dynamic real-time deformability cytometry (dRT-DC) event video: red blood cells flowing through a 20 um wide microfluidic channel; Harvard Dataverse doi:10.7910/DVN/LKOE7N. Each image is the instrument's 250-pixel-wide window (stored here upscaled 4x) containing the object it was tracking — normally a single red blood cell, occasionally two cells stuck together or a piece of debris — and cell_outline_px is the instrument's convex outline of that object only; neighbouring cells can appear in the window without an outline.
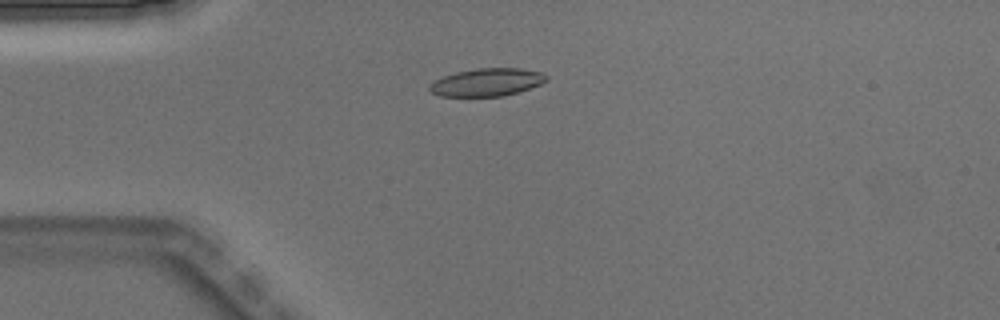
{"species": "Egyptian fruit bat (a non-hibernating species)", "species_latin": "Rousettus aegyptiacus", "temperature_condition": "warm", "stored_images_in_passage": 3, "camera_frame_rate_fps": 3000, "um_per_image_px": 0.085, "animal": {"sex": "male"}, "frame": {"image": 1, "passage_image": 1, "time_ms": 0.0, "image_size_px": [1000, 320], "cell_outline_px": [[548, 80], [540, 84], [504, 96], [440, 96], [432, 92], [428, 88], [428, 84], [444, 76], [456, 72], [476, 68], [520, 68], [540, 72], [548, 76]], "centroid_in_image_um": [41.37, 6.98], "position_along_channel_um": 43.6, "area_um2": 18.79}}